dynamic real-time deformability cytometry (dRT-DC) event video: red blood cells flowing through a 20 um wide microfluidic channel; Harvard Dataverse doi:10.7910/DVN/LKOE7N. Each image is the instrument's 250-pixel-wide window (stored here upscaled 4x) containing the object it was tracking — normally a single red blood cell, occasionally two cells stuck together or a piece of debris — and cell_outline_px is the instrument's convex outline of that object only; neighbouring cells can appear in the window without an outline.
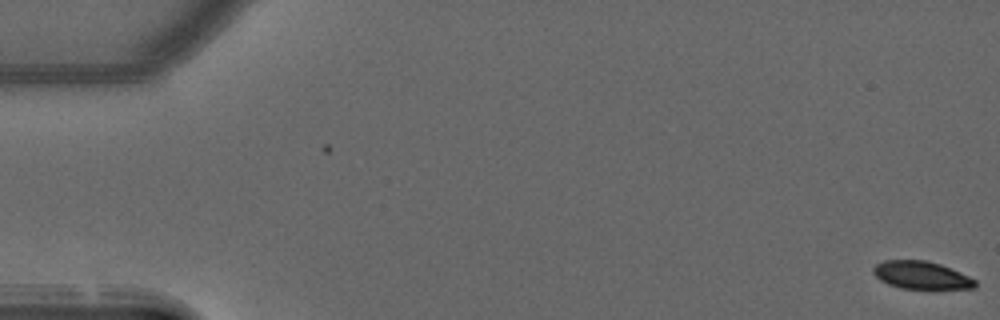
{"species": "common noctule bat (a hibernating species)", "species_latin": "Nyctalus noctula", "temperature_condition": "warm", "stored_images_in_passage": 3, "camera_frame_rate_fps": 3000, "um_per_image_px": 0.085, "animal": {"sex": "male", "forearm_length_mm": 52.5}, "frame": {"image": 1, "passage_image": 3, "time_ms": 0.667, "image_size_px": [1000, 320], "cell_outline_px": [[976, 288], [900, 288], [888, 284], [880, 280], [872, 272], [872, 268], [876, 264], [884, 260], [928, 260], [952, 268], [976, 280]], "centroid_in_image_um": [78.29, 23.37], "position_along_channel_um": 6.7, "area_um2": 16.42}}